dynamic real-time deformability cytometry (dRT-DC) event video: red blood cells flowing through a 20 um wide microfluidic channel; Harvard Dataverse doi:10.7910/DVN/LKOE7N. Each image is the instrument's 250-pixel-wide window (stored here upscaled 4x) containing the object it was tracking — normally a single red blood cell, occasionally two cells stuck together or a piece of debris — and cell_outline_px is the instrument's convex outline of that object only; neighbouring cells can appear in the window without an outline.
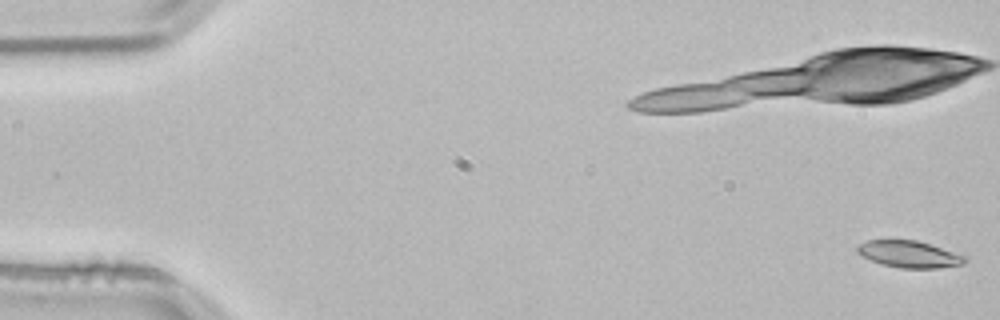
{"species": "common noctule bat (a hibernating species)", "species_latin": "Nyctalus noctula", "temperature_condition": "room temperature", "stored_images_in_passage": 16, "camera_frame_rate_fps": 3000, "um_per_image_px": 0.085, "animal": {"sex": "male", "body_mass_g": 21.5, "forearm_length_mm": 52.0}, "frame": {"image": 1, "passage_image": 1, "time_ms": 0.0, "image_size_px": [1000, 320], "cell_outline_px": [[968, 260], [964, 264], [936, 268], [900, 268], [884, 264], [872, 260], [856, 252], [856, 248], [860, 244], [868, 240], [916, 240], [968, 256]], "centroid_in_image_um": [77.33, 21.61], "position_along_channel_um": 7.7, "area_um2": 16.65}}